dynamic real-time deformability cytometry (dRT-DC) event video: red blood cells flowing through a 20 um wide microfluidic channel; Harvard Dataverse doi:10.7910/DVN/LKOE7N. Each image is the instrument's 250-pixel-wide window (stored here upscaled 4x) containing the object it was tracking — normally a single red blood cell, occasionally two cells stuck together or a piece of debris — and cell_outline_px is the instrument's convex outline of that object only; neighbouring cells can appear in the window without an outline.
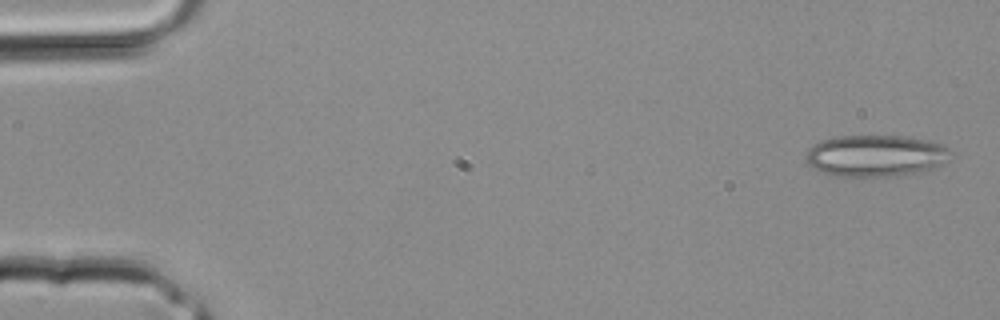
{"species": "common noctule bat (a hibernating species)", "species_latin": "Nyctalus noctula", "temperature_condition": "room temperature", "stored_images_in_passage": 2, "camera_frame_rate_fps": 3000, "um_per_image_px": 0.085, "animal": {"sex": "male", "body_mass_g": 20.4}, "frame": {"image": 1, "passage_image": 2, "time_ms": 0.333, "image_size_px": [1000, 320], "cell_outline_px": [[952, 152], [948, 160], [932, 168], [916, 172], [892, 176], [836, 176], [824, 172], [808, 164], [808, 148], [820, 140], [836, 136], [900, 136], [928, 140], [940, 144], [948, 148]], "centroid_in_image_um": [74.44, 13.22], "position_along_channel_um": 10.6, "area_um2": 34.68}}